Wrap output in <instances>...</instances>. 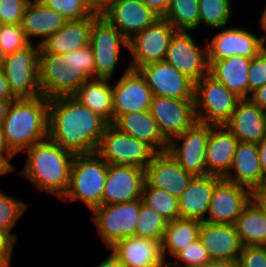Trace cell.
<instances>
[{"label":"cell","mask_w":266,"mask_h":267,"mask_svg":"<svg viewBox=\"0 0 266 267\" xmlns=\"http://www.w3.org/2000/svg\"><path fill=\"white\" fill-rule=\"evenodd\" d=\"M107 125L73 96L49 100L48 138L74 155L96 152Z\"/></svg>","instance_id":"1"},{"label":"cell","mask_w":266,"mask_h":267,"mask_svg":"<svg viewBox=\"0 0 266 267\" xmlns=\"http://www.w3.org/2000/svg\"><path fill=\"white\" fill-rule=\"evenodd\" d=\"M24 152L26 160L19 173L39 191L61 199L69 186L75 155L49 138Z\"/></svg>","instance_id":"2"},{"label":"cell","mask_w":266,"mask_h":267,"mask_svg":"<svg viewBox=\"0 0 266 267\" xmlns=\"http://www.w3.org/2000/svg\"><path fill=\"white\" fill-rule=\"evenodd\" d=\"M49 99L19 98L12 101L2 123V131L10 151L17 155L48 138Z\"/></svg>","instance_id":"3"},{"label":"cell","mask_w":266,"mask_h":267,"mask_svg":"<svg viewBox=\"0 0 266 267\" xmlns=\"http://www.w3.org/2000/svg\"><path fill=\"white\" fill-rule=\"evenodd\" d=\"M108 164L96 153L74 156L70 182L62 201H80L92 211L102 205Z\"/></svg>","instance_id":"4"},{"label":"cell","mask_w":266,"mask_h":267,"mask_svg":"<svg viewBox=\"0 0 266 267\" xmlns=\"http://www.w3.org/2000/svg\"><path fill=\"white\" fill-rule=\"evenodd\" d=\"M240 99L223 83L207 73L194 83V107L197 122L225 125Z\"/></svg>","instance_id":"5"},{"label":"cell","mask_w":266,"mask_h":267,"mask_svg":"<svg viewBox=\"0 0 266 267\" xmlns=\"http://www.w3.org/2000/svg\"><path fill=\"white\" fill-rule=\"evenodd\" d=\"M140 211V199L117 204H102L91 212L98 236L106 248L135 236Z\"/></svg>","instance_id":"6"},{"label":"cell","mask_w":266,"mask_h":267,"mask_svg":"<svg viewBox=\"0 0 266 267\" xmlns=\"http://www.w3.org/2000/svg\"><path fill=\"white\" fill-rule=\"evenodd\" d=\"M40 45L33 41L24 49L7 54L3 71L12 94L17 98L42 95L39 83Z\"/></svg>","instance_id":"7"},{"label":"cell","mask_w":266,"mask_h":267,"mask_svg":"<svg viewBox=\"0 0 266 267\" xmlns=\"http://www.w3.org/2000/svg\"><path fill=\"white\" fill-rule=\"evenodd\" d=\"M96 153L107 164L132 165L145 170L157 152L144 141L121 132L113 124H108Z\"/></svg>","instance_id":"8"},{"label":"cell","mask_w":266,"mask_h":267,"mask_svg":"<svg viewBox=\"0 0 266 267\" xmlns=\"http://www.w3.org/2000/svg\"><path fill=\"white\" fill-rule=\"evenodd\" d=\"M90 45L94 54L95 78L113 79L121 48L128 49V41L104 16L99 15L92 24Z\"/></svg>","instance_id":"9"},{"label":"cell","mask_w":266,"mask_h":267,"mask_svg":"<svg viewBox=\"0 0 266 267\" xmlns=\"http://www.w3.org/2000/svg\"><path fill=\"white\" fill-rule=\"evenodd\" d=\"M177 30L164 18L135 34L128 40V51L131 54L129 67L138 70L140 67L164 61L170 40Z\"/></svg>","instance_id":"10"},{"label":"cell","mask_w":266,"mask_h":267,"mask_svg":"<svg viewBox=\"0 0 266 267\" xmlns=\"http://www.w3.org/2000/svg\"><path fill=\"white\" fill-rule=\"evenodd\" d=\"M210 124L196 122L191 128L168 143L167 151L178 164L193 176L206 175V149Z\"/></svg>","instance_id":"11"},{"label":"cell","mask_w":266,"mask_h":267,"mask_svg":"<svg viewBox=\"0 0 266 267\" xmlns=\"http://www.w3.org/2000/svg\"><path fill=\"white\" fill-rule=\"evenodd\" d=\"M191 35L190 31H176L164 61L196 83L208 73L207 44L200 47Z\"/></svg>","instance_id":"12"},{"label":"cell","mask_w":266,"mask_h":267,"mask_svg":"<svg viewBox=\"0 0 266 267\" xmlns=\"http://www.w3.org/2000/svg\"><path fill=\"white\" fill-rule=\"evenodd\" d=\"M150 112L168 143L197 122L194 100L153 96Z\"/></svg>","instance_id":"13"},{"label":"cell","mask_w":266,"mask_h":267,"mask_svg":"<svg viewBox=\"0 0 266 267\" xmlns=\"http://www.w3.org/2000/svg\"><path fill=\"white\" fill-rule=\"evenodd\" d=\"M39 83L47 99L73 96L88 75H74L65 66L62 54L39 53Z\"/></svg>","instance_id":"14"},{"label":"cell","mask_w":266,"mask_h":267,"mask_svg":"<svg viewBox=\"0 0 266 267\" xmlns=\"http://www.w3.org/2000/svg\"><path fill=\"white\" fill-rule=\"evenodd\" d=\"M212 39L206 38L207 60L215 61L240 55L254 58L266 48L262 37L241 27H222ZM210 40V41H209Z\"/></svg>","instance_id":"15"},{"label":"cell","mask_w":266,"mask_h":267,"mask_svg":"<svg viewBox=\"0 0 266 267\" xmlns=\"http://www.w3.org/2000/svg\"><path fill=\"white\" fill-rule=\"evenodd\" d=\"M138 71L153 96L194 100V82L166 61L144 65Z\"/></svg>","instance_id":"16"},{"label":"cell","mask_w":266,"mask_h":267,"mask_svg":"<svg viewBox=\"0 0 266 267\" xmlns=\"http://www.w3.org/2000/svg\"><path fill=\"white\" fill-rule=\"evenodd\" d=\"M113 86V123L122 114L150 110L152 92L138 70L126 67Z\"/></svg>","instance_id":"17"},{"label":"cell","mask_w":266,"mask_h":267,"mask_svg":"<svg viewBox=\"0 0 266 267\" xmlns=\"http://www.w3.org/2000/svg\"><path fill=\"white\" fill-rule=\"evenodd\" d=\"M253 199V192L222 178L212 192L206 222L231 224Z\"/></svg>","instance_id":"18"},{"label":"cell","mask_w":266,"mask_h":267,"mask_svg":"<svg viewBox=\"0 0 266 267\" xmlns=\"http://www.w3.org/2000/svg\"><path fill=\"white\" fill-rule=\"evenodd\" d=\"M145 170L123 164H108L102 204H117L142 199Z\"/></svg>","instance_id":"19"},{"label":"cell","mask_w":266,"mask_h":267,"mask_svg":"<svg viewBox=\"0 0 266 267\" xmlns=\"http://www.w3.org/2000/svg\"><path fill=\"white\" fill-rule=\"evenodd\" d=\"M199 239L211 260L237 264L244 247L235 226L202 221Z\"/></svg>","instance_id":"20"},{"label":"cell","mask_w":266,"mask_h":267,"mask_svg":"<svg viewBox=\"0 0 266 267\" xmlns=\"http://www.w3.org/2000/svg\"><path fill=\"white\" fill-rule=\"evenodd\" d=\"M101 15L114 25L127 41L161 17L141 0H113Z\"/></svg>","instance_id":"21"},{"label":"cell","mask_w":266,"mask_h":267,"mask_svg":"<svg viewBox=\"0 0 266 267\" xmlns=\"http://www.w3.org/2000/svg\"><path fill=\"white\" fill-rule=\"evenodd\" d=\"M193 175L186 172L168 152H157L145 168V182L179 198Z\"/></svg>","instance_id":"22"},{"label":"cell","mask_w":266,"mask_h":267,"mask_svg":"<svg viewBox=\"0 0 266 267\" xmlns=\"http://www.w3.org/2000/svg\"><path fill=\"white\" fill-rule=\"evenodd\" d=\"M110 250L124 267H166L161 242L141 237L125 238Z\"/></svg>","instance_id":"23"},{"label":"cell","mask_w":266,"mask_h":267,"mask_svg":"<svg viewBox=\"0 0 266 267\" xmlns=\"http://www.w3.org/2000/svg\"><path fill=\"white\" fill-rule=\"evenodd\" d=\"M225 126L239 142L258 144L266 137V111L249 98L240 99Z\"/></svg>","instance_id":"24"},{"label":"cell","mask_w":266,"mask_h":267,"mask_svg":"<svg viewBox=\"0 0 266 267\" xmlns=\"http://www.w3.org/2000/svg\"><path fill=\"white\" fill-rule=\"evenodd\" d=\"M238 139L225 125H211L206 149V174L224 178L232 165Z\"/></svg>","instance_id":"25"},{"label":"cell","mask_w":266,"mask_h":267,"mask_svg":"<svg viewBox=\"0 0 266 267\" xmlns=\"http://www.w3.org/2000/svg\"><path fill=\"white\" fill-rule=\"evenodd\" d=\"M224 179L252 192L266 184L256 144L246 142L237 144L232 165Z\"/></svg>","instance_id":"26"},{"label":"cell","mask_w":266,"mask_h":267,"mask_svg":"<svg viewBox=\"0 0 266 267\" xmlns=\"http://www.w3.org/2000/svg\"><path fill=\"white\" fill-rule=\"evenodd\" d=\"M222 179L216 175L193 176L179 197V213L182 219L205 221L215 185Z\"/></svg>","instance_id":"27"},{"label":"cell","mask_w":266,"mask_h":267,"mask_svg":"<svg viewBox=\"0 0 266 267\" xmlns=\"http://www.w3.org/2000/svg\"><path fill=\"white\" fill-rule=\"evenodd\" d=\"M100 14L79 20H67L55 34L40 44L39 53L64 54L90 44L93 21Z\"/></svg>","instance_id":"28"},{"label":"cell","mask_w":266,"mask_h":267,"mask_svg":"<svg viewBox=\"0 0 266 267\" xmlns=\"http://www.w3.org/2000/svg\"><path fill=\"white\" fill-rule=\"evenodd\" d=\"M66 21L60 13L48 8L39 0H30L25 8L21 27L30 43L35 37L42 38L36 42L40 45L61 29Z\"/></svg>","instance_id":"29"},{"label":"cell","mask_w":266,"mask_h":267,"mask_svg":"<svg viewBox=\"0 0 266 267\" xmlns=\"http://www.w3.org/2000/svg\"><path fill=\"white\" fill-rule=\"evenodd\" d=\"M121 132L144 141L156 152H165L168 142L161 135L150 110L125 113L113 123Z\"/></svg>","instance_id":"30"},{"label":"cell","mask_w":266,"mask_h":267,"mask_svg":"<svg viewBox=\"0 0 266 267\" xmlns=\"http://www.w3.org/2000/svg\"><path fill=\"white\" fill-rule=\"evenodd\" d=\"M252 58L240 55L208 61V73L239 98H248V71Z\"/></svg>","instance_id":"31"},{"label":"cell","mask_w":266,"mask_h":267,"mask_svg":"<svg viewBox=\"0 0 266 267\" xmlns=\"http://www.w3.org/2000/svg\"><path fill=\"white\" fill-rule=\"evenodd\" d=\"M110 79L91 78L85 81L73 97L85 107L113 124V86Z\"/></svg>","instance_id":"32"},{"label":"cell","mask_w":266,"mask_h":267,"mask_svg":"<svg viewBox=\"0 0 266 267\" xmlns=\"http://www.w3.org/2000/svg\"><path fill=\"white\" fill-rule=\"evenodd\" d=\"M244 246H266V214L252 199L234 223Z\"/></svg>","instance_id":"33"},{"label":"cell","mask_w":266,"mask_h":267,"mask_svg":"<svg viewBox=\"0 0 266 267\" xmlns=\"http://www.w3.org/2000/svg\"><path fill=\"white\" fill-rule=\"evenodd\" d=\"M201 221L195 219H174L169 221L161 242L163 257L168 263L167 256L173 259L185 246L199 238Z\"/></svg>","instance_id":"34"},{"label":"cell","mask_w":266,"mask_h":267,"mask_svg":"<svg viewBox=\"0 0 266 267\" xmlns=\"http://www.w3.org/2000/svg\"><path fill=\"white\" fill-rule=\"evenodd\" d=\"M164 17L177 31L199 28L198 0H171Z\"/></svg>","instance_id":"35"},{"label":"cell","mask_w":266,"mask_h":267,"mask_svg":"<svg viewBox=\"0 0 266 267\" xmlns=\"http://www.w3.org/2000/svg\"><path fill=\"white\" fill-rule=\"evenodd\" d=\"M198 5L199 27L206 25L219 30L230 25L233 15L231 0H198Z\"/></svg>","instance_id":"36"},{"label":"cell","mask_w":266,"mask_h":267,"mask_svg":"<svg viewBox=\"0 0 266 267\" xmlns=\"http://www.w3.org/2000/svg\"><path fill=\"white\" fill-rule=\"evenodd\" d=\"M142 201L168 221L180 218L179 198L162 189L149 186L146 182L143 187Z\"/></svg>","instance_id":"37"},{"label":"cell","mask_w":266,"mask_h":267,"mask_svg":"<svg viewBox=\"0 0 266 267\" xmlns=\"http://www.w3.org/2000/svg\"><path fill=\"white\" fill-rule=\"evenodd\" d=\"M168 220L140 199V211L135 236L162 242Z\"/></svg>","instance_id":"38"},{"label":"cell","mask_w":266,"mask_h":267,"mask_svg":"<svg viewBox=\"0 0 266 267\" xmlns=\"http://www.w3.org/2000/svg\"><path fill=\"white\" fill-rule=\"evenodd\" d=\"M27 203L10 196L0 189V230L3 231L15 244L18 235L11 233L17 221L27 210Z\"/></svg>","instance_id":"39"},{"label":"cell","mask_w":266,"mask_h":267,"mask_svg":"<svg viewBox=\"0 0 266 267\" xmlns=\"http://www.w3.org/2000/svg\"><path fill=\"white\" fill-rule=\"evenodd\" d=\"M62 59L67 69L74 75H88L90 78H95L94 54L90 44L62 54Z\"/></svg>","instance_id":"40"},{"label":"cell","mask_w":266,"mask_h":267,"mask_svg":"<svg viewBox=\"0 0 266 267\" xmlns=\"http://www.w3.org/2000/svg\"><path fill=\"white\" fill-rule=\"evenodd\" d=\"M48 8L57 11L67 20L93 17L94 13L85 0H39Z\"/></svg>","instance_id":"41"},{"label":"cell","mask_w":266,"mask_h":267,"mask_svg":"<svg viewBox=\"0 0 266 267\" xmlns=\"http://www.w3.org/2000/svg\"><path fill=\"white\" fill-rule=\"evenodd\" d=\"M209 261L210 256L198 238L185 246L166 266L200 267Z\"/></svg>","instance_id":"42"},{"label":"cell","mask_w":266,"mask_h":267,"mask_svg":"<svg viewBox=\"0 0 266 267\" xmlns=\"http://www.w3.org/2000/svg\"><path fill=\"white\" fill-rule=\"evenodd\" d=\"M29 44L21 24H0V45L6 54L22 50Z\"/></svg>","instance_id":"43"},{"label":"cell","mask_w":266,"mask_h":267,"mask_svg":"<svg viewBox=\"0 0 266 267\" xmlns=\"http://www.w3.org/2000/svg\"><path fill=\"white\" fill-rule=\"evenodd\" d=\"M266 84V48L251 59L248 71V98Z\"/></svg>","instance_id":"44"},{"label":"cell","mask_w":266,"mask_h":267,"mask_svg":"<svg viewBox=\"0 0 266 267\" xmlns=\"http://www.w3.org/2000/svg\"><path fill=\"white\" fill-rule=\"evenodd\" d=\"M30 0H0V24H21Z\"/></svg>","instance_id":"45"},{"label":"cell","mask_w":266,"mask_h":267,"mask_svg":"<svg viewBox=\"0 0 266 267\" xmlns=\"http://www.w3.org/2000/svg\"><path fill=\"white\" fill-rule=\"evenodd\" d=\"M236 267H266V246H244Z\"/></svg>","instance_id":"46"},{"label":"cell","mask_w":266,"mask_h":267,"mask_svg":"<svg viewBox=\"0 0 266 267\" xmlns=\"http://www.w3.org/2000/svg\"><path fill=\"white\" fill-rule=\"evenodd\" d=\"M161 17L166 13L171 0H141Z\"/></svg>","instance_id":"47"},{"label":"cell","mask_w":266,"mask_h":267,"mask_svg":"<svg viewBox=\"0 0 266 267\" xmlns=\"http://www.w3.org/2000/svg\"><path fill=\"white\" fill-rule=\"evenodd\" d=\"M249 99L262 110L266 111V84L253 91Z\"/></svg>","instance_id":"48"},{"label":"cell","mask_w":266,"mask_h":267,"mask_svg":"<svg viewBox=\"0 0 266 267\" xmlns=\"http://www.w3.org/2000/svg\"><path fill=\"white\" fill-rule=\"evenodd\" d=\"M86 4L96 14H102L113 2V0H85Z\"/></svg>","instance_id":"49"},{"label":"cell","mask_w":266,"mask_h":267,"mask_svg":"<svg viewBox=\"0 0 266 267\" xmlns=\"http://www.w3.org/2000/svg\"><path fill=\"white\" fill-rule=\"evenodd\" d=\"M0 99H17L9 88L3 69H0Z\"/></svg>","instance_id":"50"},{"label":"cell","mask_w":266,"mask_h":267,"mask_svg":"<svg viewBox=\"0 0 266 267\" xmlns=\"http://www.w3.org/2000/svg\"><path fill=\"white\" fill-rule=\"evenodd\" d=\"M256 146L258 149L262 175L266 179V137H264L258 144H256Z\"/></svg>","instance_id":"51"},{"label":"cell","mask_w":266,"mask_h":267,"mask_svg":"<svg viewBox=\"0 0 266 267\" xmlns=\"http://www.w3.org/2000/svg\"><path fill=\"white\" fill-rule=\"evenodd\" d=\"M253 199L259 204L266 214V184L253 192Z\"/></svg>","instance_id":"52"},{"label":"cell","mask_w":266,"mask_h":267,"mask_svg":"<svg viewBox=\"0 0 266 267\" xmlns=\"http://www.w3.org/2000/svg\"><path fill=\"white\" fill-rule=\"evenodd\" d=\"M15 169L16 167L12 165L11 160L6 155L0 154V176L13 172Z\"/></svg>","instance_id":"53"},{"label":"cell","mask_w":266,"mask_h":267,"mask_svg":"<svg viewBox=\"0 0 266 267\" xmlns=\"http://www.w3.org/2000/svg\"><path fill=\"white\" fill-rule=\"evenodd\" d=\"M95 267H124L120 261L114 256L110 251L106 258H103L101 262L98 263Z\"/></svg>","instance_id":"54"},{"label":"cell","mask_w":266,"mask_h":267,"mask_svg":"<svg viewBox=\"0 0 266 267\" xmlns=\"http://www.w3.org/2000/svg\"><path fill=\"white\" fill-rule=\"evenodd\" d=\"M13 249H0V267H11Z\"/></svg>","instance_id":"55"},{"label":"cell","mask_w":266,"mask_h":267,"mask_svg":"<svg viewBox=\"0 0 266 267\" xmlns=\"http://www.w3.org/2000/svg\"><path fill=\"white\" fill-rule=\"evenodd\" d=\"M0 154L1 155H6L10 160L15 156L9 149L3 131H2V126L0 125Z\"/></svg>","instance_id":"56"},{"label":"cell","mask_w":266,"mask_h":267,"mask_svg":"<svg viewBox=\"0 0 266 267\" xmlns=\"http://www.w3.org/2000/svg\"><path fill=\"white\" fill-rule=\"evenodd\" d=\"M14 100L15 99H0V125L4 122L8 109Z\"/></svg>","instance_id":"57"},{"label":"cell","mask_w":266,"mask_h":267,"mask_svg":"<svg viewBox=\"0 0 266 267\" xmlns=\"http://www.w3.org/2000/svg\"><path fill=\"white\" fill-rule=\"evenodd\" d=\"M15 243L0 230V249H14Z\"/></svg>","instance_id":"58"},{"label":"cell","mask_w":266,"mask_h":267,"mask_svg":"<svg viewBox=\"0 0 266 267\" xmlns=\"http://www.w3.org/2000/svg\"><path fill=\"white\" fill-rule=\"evenodd\" d=\"M259 25H260V27H262V31L264 32V34L261 35V37H262L263 42L266 46V4H265L264 9H263L261 16L259 18Z\"/></svg>","instance_id":"59"},{"label":"cell","mask_w":266,"mask_h":267,"mask_svg":"<svg viewBox=\"0 0 266 267\" xmlns=\"http://www.w3.org/2000/svg\"><path fill=\"white\" fill-rule=\"evenodd\" d=\"M200 267H236V265L227 262L211 260Z\"/></svg>","instance_id":"60"},{"label":"cell","mask_w":266,"mask_h":267,"mask_svg":"<svg viewBox=\"0 0 266 267\" xmlns=\"http://www.w3.org/2000/svg\"><path fill=\"white\" fill-rule=\"evenodd\" d=\"M7 54L4 52L2 46L0 45V69L3 68Z\"/></svg>","instance_id":"61"}]
</instances>
